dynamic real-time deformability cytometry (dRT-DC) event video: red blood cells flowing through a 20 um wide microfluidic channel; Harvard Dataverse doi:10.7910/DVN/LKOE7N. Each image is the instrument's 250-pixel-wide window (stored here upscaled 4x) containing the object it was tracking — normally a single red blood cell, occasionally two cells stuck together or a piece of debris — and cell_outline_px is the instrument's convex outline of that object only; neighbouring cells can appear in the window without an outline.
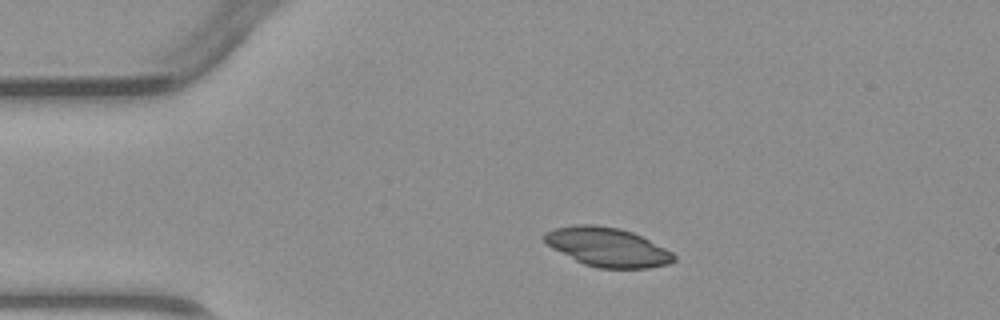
{"species": "common noctule bat (a hibernating species)", "species_latin": "Nyctalus noctula", "temperature_condition": "warm", "stored_images_in_passage": 3, "camera_frame_rate_fps": 3000, "um_per_image_px": 0.085, "animal": {"sex": "male", "body_mass_g": 23.1, "forearm_length_mm": 52.7}, "frame": {"image": 1, "passage_image": 2, "time_ms": 1.333, "image_size_px": [1000, 320], "cell_outline_px": [[676, 260], [668, 264], [648, 268], [600, 268], [584, 264], [552, 248], [544, 240], [544, 232], [556, 228], [576, 224], [596, 224], [620, 228], [632, 232], [672, 252], [676, 256]], "centroid_in_image_um": [51.63, 20.99], "position_along_channel_um": 33.4, "area_um2": 29.19}}